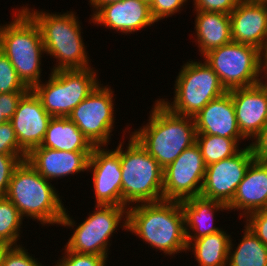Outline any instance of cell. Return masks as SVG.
<instances>
[{
	"mask_svg": "<svg viewBox=\"0 0 267 266\" xmlns=\"http://www.w3.org/2000/svg\"><path fill=\"white\" fill-rule=\"evenodd\" d=\"M29 90L19 78L9 58L0 50V94Z\"/></svg>",
	"mask_w": 267,
	"mask_h": 266,
	"instance_id": "29",
	"label": "cell"
},
{
	"mask_svg": "<svg viewBox=\"0 0 267 266\" xmlns=\"http://www.w3.org/2000/svg\"><path fill=\"white\" fill-rule=\"evenodd\" d=\"M91 17L93 23L121 34H132L156 23L149 0H123L101 5Z\"/></svg>",
	"mask_w": 267,
	"mask_h": 266,
	"instance_id": "16",
	"label": "cell"
},
{
	"mask_svg": "<svg viewBox=\"0 0 267 266\" xmlns=\"http://www.w3.org/2000/svg\"><path fill=\"white\" fill-rule=\"evenodd\" d=\"M51 118L31 89L21 98L10 121L26 154L42 144Z\"/></svg>",
	"mask_w": 267,
	"mask_h": 266,
	"instance_id": "15",
	"label": "cell"
},
{
	"mask_svg": "<svg viewBox=\"0 0 267 266\" xmlns=\"http://www.w3.org/2000/svg\"><path fill=\"white\" fill-rule=\"evenodd\" d=\"M254 159L248 145L241 148L234 156L206 166L200 196L228 206Z\"/></svg>",
	"mask_w": 267,
	"mask_h": 266,
	"instance_id": "13",
	"label": "cell"
},
{
	"mask_svg": "<svg viewBox=\"0 0 267 266\" xmlns=\"http://www.w3.org/2000/svg\"><path fill=\"white\" fill-rule=\"evenodd\" d=\"M187 0H149L151 14L156 22L180 12Z\"/></svg>",
	"mask_w": 267,
	"mask_h": 266,
	"instance_id": "34",
	"label": "cell"
},
{
	"mask_svg": "<svg viewBox=\"0 0 267 266\" xmlns=\"http://www.w3.org/2000/svg\"><path fill=\"white\" fill-rule=\"evenodd\" d=\"M194 10L230 14L241 0H193Z\"/></svg>",
	"mask_w": 267,
	"mask_h": 266,
	"instance_id": "36",
	"label": "cell"
},
{
	"mask_svg": "<svg viewBox=\"0 0 267 266\" xmlns=\"http://www.w3.org/2000/svg\"><path fill=\"white\" fill-rule=\"evenodd\" d=\"M260 67H261V75L264 72V76L262 78V82L267 84V80L264 82L263 78H267V38L263 47L260 49Z\"/></svg>",
	"mask_w": 267,
	"mask_h": 266,
	"instance_id": "39",
	"label": "cell"
},
{
	"mask_svg": "<svg viewBox=\"0 0 267 266\" xmlns=\"http://www.w3.org/2000/svg\"><path fill=\"white\" fill-rule=\"evenodd\" d=\"M265 208H267V161L254 159L237 187L228 205V211L243 210L239 214L240 218H243L244 215L246 217L254 211Z\"/></svg>",
	"mask_w": 267,
	"mask_h": 266,
	"instance_id": "21",
	"label": "cell"
},
{
	"mask_svg": "<svg viewBox=\"0 0 267 266\" xmlns=\"http://www.w3.org/2000/svg\"><path fill=\"white\" fill-rule=\"evenodd\" d=\"M232 41L259 50L267 38V1L241 0L230 13Z\"/></svg>",
	"mask_w": 267,
	"mask_h": 266,
	"instance_id": "18",
	"label": "cell"
},
{
	"mask_svg": "<svg viewBox=\"0 0 267 266\" xmlns=\"http://www.w3.org/2000/svg\"><path fill=\"white\" fill-rule=\"evenodd\" d=\"M33 258L22 245L9 246L5 251L1 266H44Z\"/></svg>",
	"mask_w": 267,
	"mask_h": 266,
	"instance_id": "31",
	"label": "cell"
},
{
	"mask_svg": "<svg viewBox=\"0 0 267 266\" xmlns=\"http://www.w3.org/2000/svg\"><path fill=\"white\" fill-rule=\"evenodd\" d=\"M97 87L81 101L68 118L82 131L86 138L94 145L105 147L113 135L114 91L110 86Z\"/></svg>",
	"mask_w": 267,
	"mask_h": 266,
	"instance_id": "11",
	"label": "cell"
},
{
	"mask_svg": "<svg viewBox=\"0 0 267 266\" xmlns=\"http://www.w3.org/2000/svg\"><path fill=\"white\" fill-rule=\"evenodd\" d=\"M118 1H123V0H89V3H90V6H92L93 8V13H94V9L96 11L101 5L114 3Z\"/></svg>",
	"mask_w": 267,
	"mask_h": 266,
	"instance_id": "40",
	"label": "cell"
},
{
	"mask_svg": "<svg viewBox=\"0 0 267 266\" xmlns=\"http://www.w3.org/2000/svg\"><path fill=\"white\" fill-rule=\"evenodd\" d=\"M95 210L74 229L64 247L77 253L96 254L107 258L108 247L111 246L110 238L115 230L119 225L127 230L128 207L95 205Z\"/></svg>",
	"mask_w": 267,
	"mask_h": 266,
	"instance_id": "10",
	"label": "cell"
},
{
	"mask_svg": "<svg viewBox=\"0 0 267 266\" xmlns=\"http://www.w3.org/2000/svg\"><path fill=\"white\" fill-rule=\"evenodd\" d=\"M50 74L45 84L41 81L31 90L52 117H68L100 83L97 71L92 66L86 69L51 71Z\"/></svg>",
	"mask_w": 267,
	"mask_h": 266,
	"instance_id": "7",
	"label": "cell"
},
{
	"mask_svg": "<svg viewBox=\"0 0 267 266\" xmlns=\"http://www.w3.org/2000/svg\"><path fill=\"white\" fill-rule=\"evenodd\" d=\"M196 11L195 31L201 57L208 51L232 42L230 14Z\"/></svg>",
	"mask_w": 267,
	"mask_h": 266,
	"instance_id": "23",
	"label": "cell"
},
{
	"mask_svg": "<svg viewBox=\"0 0 267 266\" xmlns=\"http://www.w3.org/2000/svg\"><path fill=\"white\" fill-rule=\"evenodd\" d=\"M251 141L249 146L254 158L260 161H267V123Z\"/></svg>",
	"mask_w": 267,
	"mask_h": 266,
	"instance_id": "38",
	"label": "cell"
},
{
	"mask_svg": "<svg viewBox=\"0 0 267 266\" xmlns=\"http://www.w3.org/2000/svg\"><path fill=\"white\" fill-rule=\"evenodd\" d=\"M244 218L245 226L267 246V208L254 211Z\"/></svg>",
	"mask_w": 267,
	"mask_h": 266,
	"instance_id": "35",
	"label": "cell"
},
{
	"mask_svg": "<svg viewBox=\"0 0 267 266\" xmlns=\"http://www.w3.org/2000/svg\"><path fill=\"white\" fill-rule=\"evenodd\" d=\"M105 147L95 146L88 163V171L93 174L95 205L122 206L120 142L114 150Z\"/></svg>",
	"mask_w": 267,
	"mask_h": 266,
	"instance_id": "14",
	"label": "cell"
},
{
	"mask_svg": "<svg viewBox=\"0 0 267 266\" xmlns=\"http://www.w3.org/2000/svg\"><path fill=\"white\" fill-rule=\"evenodd\" d=\"M26 93L27 92H11L0 94L1 115L7 121H10L12 119L19 101Z\"/></svg>",
	"mask_w": 267,
	"mask_h": 266,
	"instance_id": "37",
	"label": "cell"
},
{
	"mask_svg": "<svg viewBox=\"0 0 267 266\" xmlns=\"http://www.w3.org/2000/svg\"><path fill=\"white\" fill-rule=\"evenodd\" d=\"M8 247H9L8 245L0 242V266H1L3 255Z\"/></svg>",
	"mask_w": 267,
	"mask_h": 266,
	"instance_id": "41",
	"label": "cell"
},
{
	"mask_svg": "<svg viewBox=\"0 0 267 266\" xmlns=\"http://www.w3.org/2000/svg\"><path fill=\"white\" fill-rule=\"evenodd\" d=\"M129 137L126 150L120 142L122 206L163 200L164 169L131 134Z\"/></svg>",
	"mask_w": 267,
	"mask_h": 266,
	"instance_id": "6",
	"label": "cell"
},
{
	"mask_svg": "<svg viewBox=\"0 0 267 266\" xmlns=\"http://www.w3.org/2000/svg\"><path fill=\"white\" fill-rule=\"evenodd\" d=\"M22 217L32 218L42 225L76 226L55 187L41 176L25 159L15 168L4 195Z\"/></svg>",
	"mask_w": 267,
	"mask_h": 266,
	"instance_id": "1",
	"label": "cell"
},
{
	"mask_svg": "<svg viewBox=\"0 0 267 266\" xmlns=\"http://www.w3.org/2000/svg\"><path fill=\"white\" fill-rule=\"evenodd\" d=\"M24 9L38 24L45 48V54L56 58L55 66L51 71L86 69L89 65V57L81 36V26L74 11L63 14H53L43 10L31 11L29 7Z\"/></svg>",
	"mask_w": 267,
	"mask_h": 266,
	"instance_id": "4",
	"label": "cell"
},
{
	"mask_svg": "<svg viewBox=\"0 0 267 266\" xmlns=\"http://www.w3.org/2000/svg\"><path fill=\"white\" fill-rule=\"evenodd\" d=\"M23 217L14 204L5 196H0V242L8 246H18Z\"/></svg>",
	"mask_w": 267,
	"mask_h": 266,
	"instance_id": "28",
	"label": "cell"
},
{
	"mask_svg": "<svg viewBox=\"0 0 267 266\" xmlns=\"http://www.w3.org/2000/svg\"><path fill=\"white\" fill-rule=\"evenodd\" d=\"M180 205L184 214L186 239H199L222 230L213 225L214 214L228 210L226 204L197 196L180 201Z\"/></svg>",
	"mask_w": 267,
	"mask_h": 266,
	"instance_id": "22",
	"label": "cell"
},
{
	"mask_svg": "<svg viewBox=\"0 0 267 266\" xmlns=\"http://www.w3.org/2000/svg\"><path fill=\"white\" fill-rule=\"evenodd\" d=\"M42 147L71 152H92L95 147L68 117H52Z\"/></svg>",
	"mask_w": 267,
	"mask_h": 266,
	"instance_id": "24",
	"label": "cell"
},
{
	"mask_svg": "<svg viewBox=\"0 0 267 266\" xmlns=\"http://www.w3.org/2000/svg\"><path fill=\"white\" fill-rule=\"evenodd\" d=\"M61 257L59 261L57 260L55 266H106L108 260L105 256L77 253L68 250L66 247L65 253Z\"/></svg>",
	"mask_w": 267,
	"mask_h": 266,
	"instance_id": "30",
	"label": "cell"
},
{
	"mask_svg": "<svg viewBox=\"0 0 267 266\" xmlns=\"http://www.w3.org/2000/svg\"><path fill=\"white\" fill-rule=\"evenodd\" d=\"M176 78L174 101L159 100L177 115L194 117L211 100L227 92L206 61L186 62Z\"/></svg>",
	"mask_w": 267,
	"mask_h": 266,
	"instance_id": "8",
	"label": "cell"
},
{
	"mask_svg": "<svg viewBox=\"0 0 267 266\" xmlns=\"http://www.w3.org/2000/svg\"><path fill=\"white\" fill-rule=\"evenodd\" d=\"M17 11L10 24H0V50L9 58L22 82L32 89L41 82V57L45 48L38 24L24 9Z\"/></svg>",
	"mask_w": 267,
	"mask_h": 266,
	"instance_id": "5",
	"label": "cell"
},
{
	"mask_svg": "<svg viewBox=\"0 0 267 266\" xmlns=\"http://www.w3.org/2000/svg\"><path fill=\"white\" fill-rule=\"evenodd\" d=\"M230 239L222 229L199 239H186L187 250L194 252L198 266H227Z\"/></svg>",
	"mask_w": 267,
	"mask_h": 266,
	"instance_id": "25",
	"label": "cell"
},
{
	"mask_svg": "<svg viewBox=\"0 0 267 266\" xmlns=\"http://www.w3.org/2000/svg\"><path fill=\"white\" fill-rule=\"evenodd\" d=\"M206 164L195 143L164 168L163 200L182 201L201 194Z\"/></svg>",
	"mask_w": 267,
	"mask_h": 266,
	"instance_id": "12",
	"label": "cell"
},
{
	"mask_svg": "<svg viewBox=\"0 0 267 266\" xmlns=\"http://www.w3.org/2000/svg\"><path fill=\"white\" fill-rule=\"evenodd\" d=\"M226 89L246 88L262 82L260 50L252 45L230 42L203 55Z\"/></svg>",
	"mask_w": 267,
	"mask_h": 266,
	"instance_id": "9",
	"label": "cell"
},
{
	"mask_svg": "<svg viewBox=\"0 0 267 266\" xmlns=\"http://www.w3.org/2000/svg\"><path fill=\"white\" fill-rule=\"evenodd\" d=\"M244 1H267V0H244Z\"/></svg>",
	"mask_w": 267,
	"mask_h": 266,
	"instance_id": "43",
	"label": "cell"
},
{
	"mask_svg": "<svg viewBox=\"0 0 267 266\" xmlns=\"http://www.w3.org/2000/svg\"><path fill=\"white\" fill-rule=\"evenodd\" d=\"M0 153L27 155L20 147L11 121L0 124Z\"/></svg>",
	"mask_w": 267,
	"mask_h": 266,
	"instance_id": "33",
	"label": "cell"
},
{
	"mask_svg": "<svg viewBox=\"0 0 267 266\" xmlns=\"http://www.w3.org/2000/svg\"><path fill=\"white\" fill-rule=\"evenodd\" d=\"M92 152L60 151L36 147L26 156L29 164L48 181L88 171Z\"/></svg>",
	"mask_w": 267,
	"mask_h": 266,
	"instance_id": "19",
	"label": "cell"
},
{
	"mask_svg": "<svg viewBox=\"0 0 267 266\" xmlns=\"http://www.w3.org/2000/svg\"><path fill=\"white\" fill-rule=\"evenodd\" d=\"M244 228V236L234 251L230 239L227 266H267V246L246 226Z\"/></svg>",
	"mask_w": 267,
	"mask_h": 266,
	"instance_id": "26",
	"label": "cell"
},
{
	"mask_svg": "<svg viewBox=\"0 0 267 266\" xmlns=\"http://www.w3.org/2000/svg\"><path fill=\"white\" fill-rule=\"evenodd\" d=\"M229 94L241 135L253 139L267 123V84L232 89Z\"/></svg>",
	"mask_w": 267,
	"mask_h": 266,
	"instance_id": "17",
	"label": "cell"
},
{
	"mask_svg": "<svg viewBox=\"0 0 267 266\" xmlns=\"http://www.w3.org/2000/svg\"><path fill=\"white\" fill-rule=\"evenodd\" d=\"M7 120L1 115V108H0V124L6 122Z\"/></svg>",
	"mask_w": 267,
	"mask_h": 266,
	"instance_id": "42",
	"label": "cell"
},
{
	"mask_svg": "<svg viewBox=\"0 0 267 266\" xmlns=\"http://www.w3.org/2000/svg\"><path fill=\"white\" fill-rule=\"evenodd\" d=\"M149 122L131 135L164 169L189 147L196 143L193 117L172 113L156 100Z\"/></svg>",
	"mask_w": 267,
	"mask_h": 266,
	"instance_id": "3",
	"label": "cell"
},
{
	"mask_svg": "<svg viewBox=\"0 0 267 266\" xmlns=\"http://www.w3.org/2000/svg\"><path fill=\"white\" fill-rule=\"evenodd\" d=\"M196 144L200 147L206 166L234 156L240 150L234 139L218 135L197 134Z\"/></svg>",
	"mask_w": 267,
	"mask_h": 266,
	"instance_id": "27",
	"label": "cell"
},
{
	"mask_svg": "<svg viewBox=\"0 0 267 266\" xmlns=\"http://www.w3.org/2000/svg\"><path fill=\"white\" fill-rule=\"evenodd\" d=\"M127 231L165 255L187 252L184 214L180 201L161 200L128 207Z\"/></svg>",
	"mask_w": 267,
	"mask_h": 266,
	"instance_id": "2",
	"label": "cell"
},
{
	"mask_svg": "<svg viewBox=\"0 0 267 266\" xmlns=\"http://www.w3.org/2000/svg\"><path fill=\"white\" fill-rule=\"evenodd\" d=\"M193 119L197 134L232 138L238 144L240 140H245L239 131L235 107L229 91L211 100Z\"/></svg>",
	"mask_w": 267,
	"mask_h": 266,
	"instance_id": "20",
	"label": "cell"
},
{
	"mask_svg": "<svg viewBox=\"0 0 267 266\" xmlns=\"http://www.w3.org/2000/svg\"><path fill=\"white\" fill-rule=\"evenodd\" d=\"M26 156L0 153V196L6 194L15 168L26 159Z\"/></svg>",
	"mask_w": 267,
	"mask_h": 266,
	"instance_id": "32",
	"label": "cell"
}]
</instances>
